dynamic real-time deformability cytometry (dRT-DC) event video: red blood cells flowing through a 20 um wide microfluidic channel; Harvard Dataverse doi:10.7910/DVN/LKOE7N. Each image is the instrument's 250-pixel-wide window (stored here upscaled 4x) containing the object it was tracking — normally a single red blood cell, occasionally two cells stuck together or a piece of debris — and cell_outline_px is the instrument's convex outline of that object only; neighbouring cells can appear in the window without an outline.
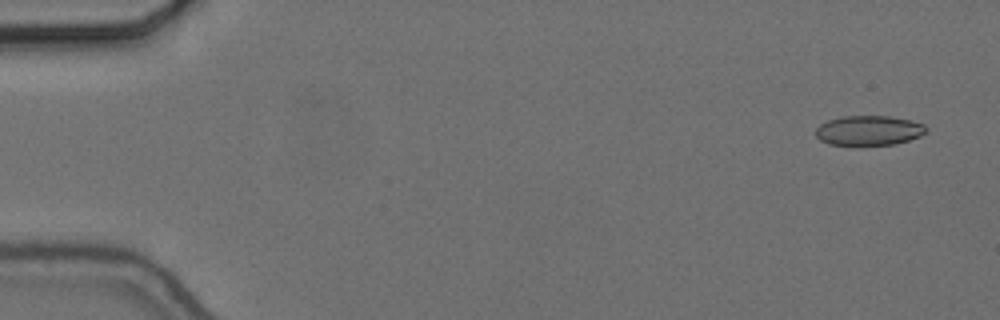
{"species": "common noctule bat (a hibernating species)", "species_latin": "Nyctalus noctula", "temperature_condition": "cold", "stored_images_in_passage": 56, "camera_frame_rate_fps": 3000, "um_per_image_px": 0.085, "animal": {"sex": "female", "body_mass_g": 24.6, "forearm_length_mm": 56.2}, "frame": {"image": 1, "passage_image": 3, "time_ms": 0.667, "image_size_px": [1000, 320], "cell_outline_px": [[928, 132], [920, 136], [896, 144], [828, 144], [820, 140], [816, 136], [816, 128], [820, 124], [828, 120], [840, 116], [888, 116], [908, 120], [924, 124], [928, 128]], "centroid_in_image_um": [73.86, 11.08], "position_along_channel_um": 11.1, "area_um2": 19.02}}
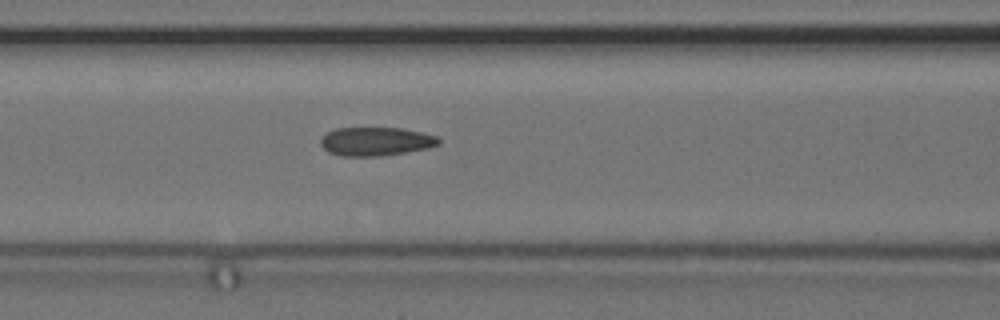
{"frame": {"image": 2, "passage_image": 24, "time_ms": 7.667, "image_size_px": [1000, 320], "cell_outline_px": [[440, 144], [428, 148], [380, 156], [340, 156], [328, 152], [320, 144], [320, 140], [328, 132], [336, 128], [404, 128], [436, 136], [440, 140]], "centroid_in_image_um": [31.94, 12.02], "position_along_channel_um": 134.7, "area_um2": 19.59}}
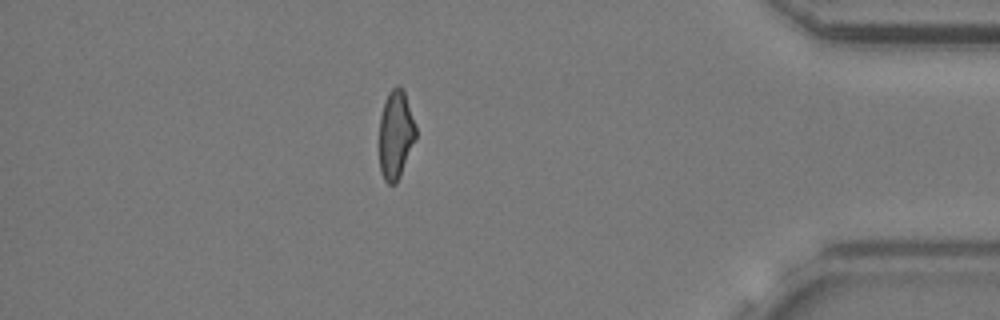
{"frame": {"image": 3, "passage_image": 49, "time_ms": 16.0, "image_size_px": [1000, 320], "cell_outline_px": [[416, 140], [400, 176], [396, 184], [388, 184], [384, 180], [380, 172], [380, 116], [388, 92], [396, 84], [400, 84], [404, 92], [416, 124]], "centroid_in_image_um": [33.65, 11.45], "position_along_channel_um": 401.6, "area_um2": 19.02}, "authors_computed_cell_mechanics": {"area_um2": 19.7387, "velocity_mm_per_s": 3.6824, "shape_relaxation_time_tau1_ms": null, "shape_relaxation_time_tau2_ms": 2.2125, "deformation_change_tau1": null, "deformation_change_tau2": 0.0809}}